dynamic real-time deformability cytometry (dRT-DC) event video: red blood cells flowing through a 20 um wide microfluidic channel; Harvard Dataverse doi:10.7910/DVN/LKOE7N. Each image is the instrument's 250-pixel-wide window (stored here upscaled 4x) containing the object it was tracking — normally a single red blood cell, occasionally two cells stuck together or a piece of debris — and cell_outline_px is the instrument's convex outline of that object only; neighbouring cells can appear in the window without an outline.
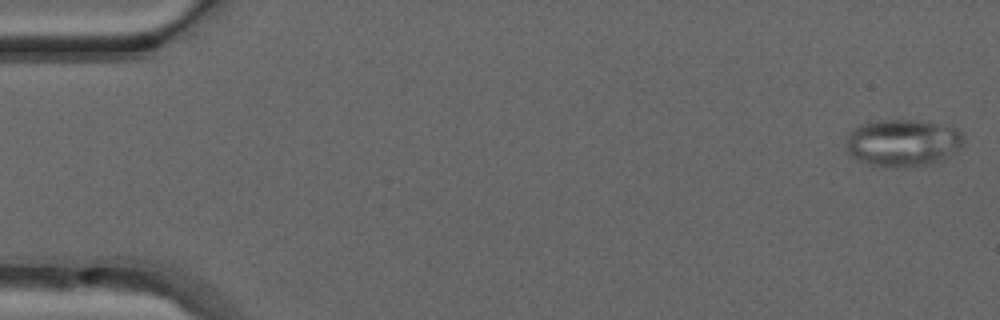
{"species": "common noctule bat (a hibernating species)", "species_latin": "Nyctalus noctula", "temperature_condition": "warm", "stored_images_in_passage": 50, "camera_frame_rate_fps": 3000, "um_per_image_px": 0.085, "animal": {"sex": "male", "forearm_length_mm": 52.5}, "frame": {"image": 1, "passage_image": 1, "time_ms": 0.0, "image_size_px": [1000, 320], "cell_outline_px": [[964, 144], [956, 152], [940, 164], [904, 168], [896, 168], [868, 164], [848, 156], [844, 148], [844, 144], [848, 132], [860, 124], [876, 120], [916, 120], [948, 124], [956, 128], [964, 136]], "centroid_in_image_um": [76.75, 12.16], "position_along_channel_um": 8.2, "area_um2": 33.81}}
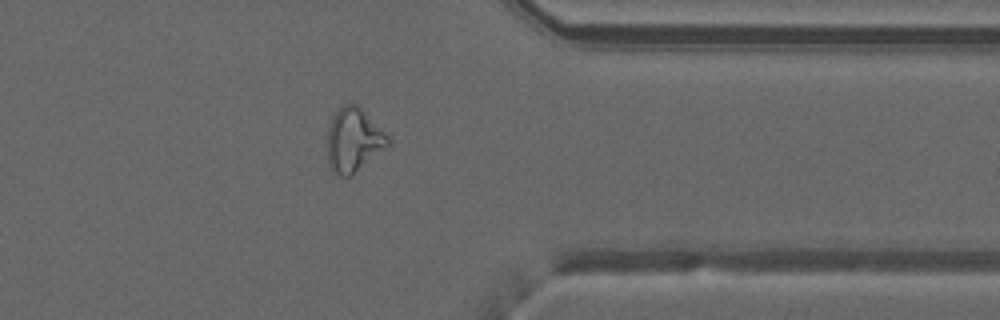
{"frame": {"image": 2, "passage_image": 40, "time_ms": 13.0, "image_size_px": [1000, 320], "cell_outline_px": [[392, 144], [352, 176], [340, 176], [328, 168], [328, 124], [332, 116], [344, 104], [356, 104], [388, 136]], "centroid_in_image_um": [30.05, 11.95], "position_along_channel_um": 381.3, "area_um2": 22.6}}
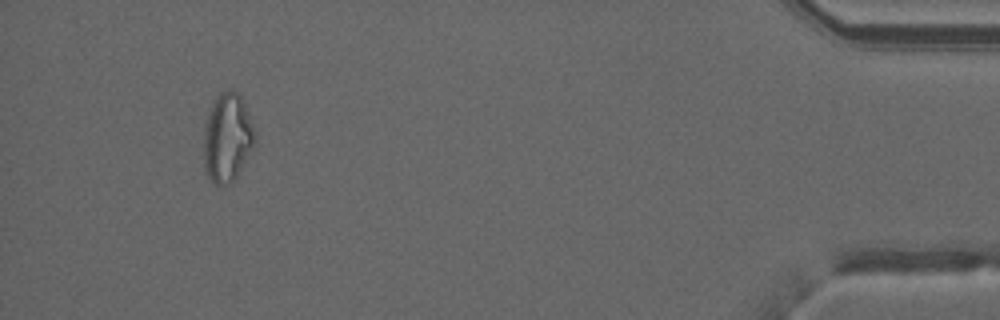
{"frame": {"image": 3, "passage_image": 47, "time_ms": 15.333, "image_size_px": [1000, 320], "cell_outline_px": [[256, 144], [236, 176], [232, 180], [224, 184], [216, 184], [208, 176], [204, 168], [204, 124], [208, 112], [216, 96], [220, 92], [228, 88], [232, 88], [244, 100], [256, 132]], "centroid_in_image_um": [19.34, 11.63], "position_along_channel_um": 415.9, "area_um2": 26.7}, "authors_computed_cell_mechanics": {"area_um2": 24.1604, "velocity_mm_per_s": 4.0645, "shape_relaxation_time_tau1_ms": null, "shape_relaxation_time_tau2_ms": 2.1512, "deformation_change_tau1": null, "deformation_change_tau2": 0.0761}}